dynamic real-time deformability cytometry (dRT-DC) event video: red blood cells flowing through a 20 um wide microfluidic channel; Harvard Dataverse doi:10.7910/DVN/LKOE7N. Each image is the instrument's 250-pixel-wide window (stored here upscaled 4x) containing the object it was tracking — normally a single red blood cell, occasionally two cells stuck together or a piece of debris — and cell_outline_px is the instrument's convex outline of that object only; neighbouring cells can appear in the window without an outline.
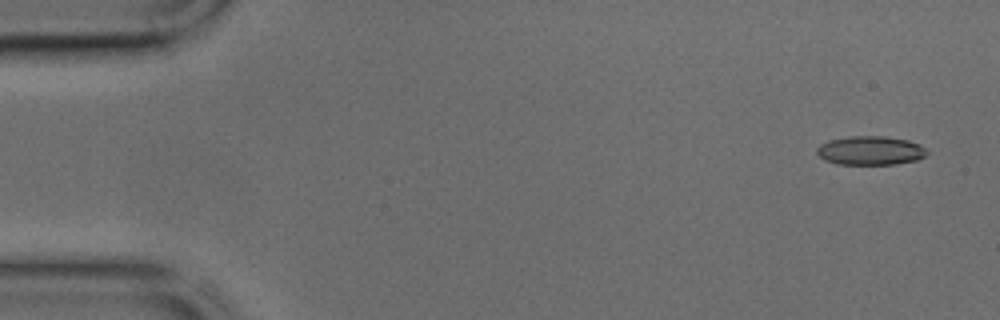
{"species": "common noctule bat (a hibernating species)", "species_latin": "Nyctalus noctula", "temperature_condition": "cold", "stored_images_in_passage": 9, "camera_frame_rate_fps": 3000, "um_per_image_px": 0.085, "animal": {"sex": "male", "body_mass_g": 17.9, "forearm_length_mm": 54.2}, "frame": {"image": 1, "passage_image": 2, "time_ms": 0.333, "image_size_px": [1000, 320], "cell_outline_px": [[928, 152], [924, 156], [916, 160], [896, 164], [836, 164], [824, 160], [816, 152], [816, 148], [820, 144], [828, 140], [848, 136], [884, 136], [908, 140], [920, 144]], "centroid_in_image_um": [73.95, 12.79], "position_along_channel_um": 11.0, "area_um2": 18.61}}